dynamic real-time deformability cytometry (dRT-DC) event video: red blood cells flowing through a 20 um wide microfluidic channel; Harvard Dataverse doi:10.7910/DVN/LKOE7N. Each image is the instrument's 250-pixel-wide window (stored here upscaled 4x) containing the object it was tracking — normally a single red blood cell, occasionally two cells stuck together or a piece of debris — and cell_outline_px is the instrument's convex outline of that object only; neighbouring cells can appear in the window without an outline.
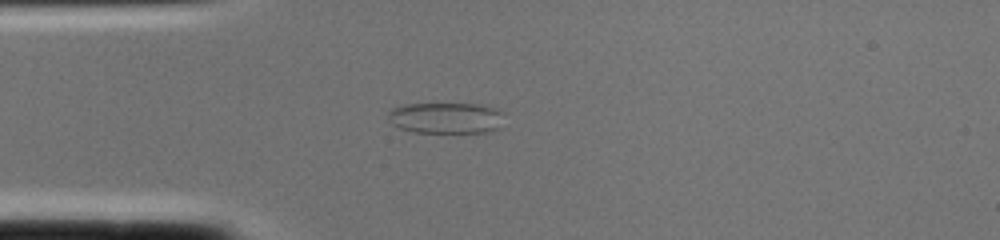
{"species": "common noctule bat (a hibernating species)", "species_latin": "Nyctalus noctula", "temperature_condition": "cold", "stored_images_in_passage": 1, "camera_frame_rate_fps": 3000, "um_per_image_px": 0.085, "animal": {"sex": "female", "body_mass_g": 22.0, "forearm_length_mm": 56.7}, "frame": {"image": 1, "passage_image": 1, "time_ms": 0.0, "image_size_px": [1000, 240], "cell_outline_px": [[504, 112], [496, 128], [484, 132], [412, 132], [400, 128], [392, 124], [388, 120], [388, 112], [392, 108], [404, 104], [480, 104], [496, 108]], "centroid_in_image_um": [37.85, 10.01], "position_along_channel_um": 47.2, "area_um2": 20.87}}